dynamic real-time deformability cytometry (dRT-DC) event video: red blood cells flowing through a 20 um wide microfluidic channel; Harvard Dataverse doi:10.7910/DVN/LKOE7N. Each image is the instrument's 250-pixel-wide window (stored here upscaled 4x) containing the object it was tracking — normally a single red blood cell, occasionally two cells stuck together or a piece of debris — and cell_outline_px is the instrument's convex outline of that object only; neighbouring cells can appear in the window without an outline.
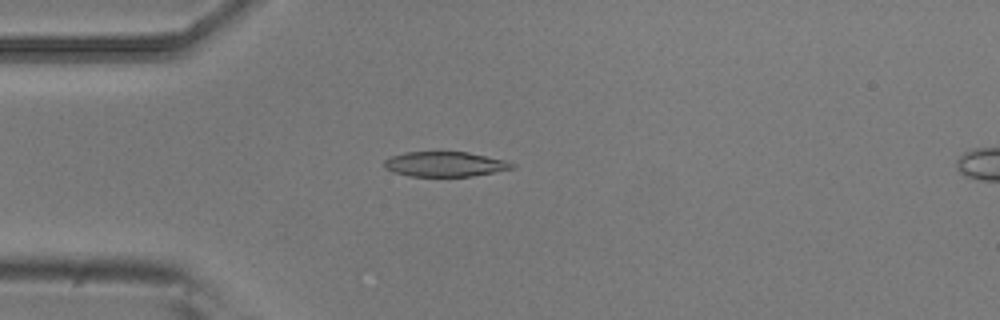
{"species": "common noctule bat (a hibernating species)", "species_latin": "Nyctalus noctula", "temperature_condition": "room temperature", "stored_images_in_passage": 4, "camera_frame_rate_fps": 3000, "um_per_image_px": 0.085, "animal": {"sex": "male", "body_mass_g": 20.5, "forearm_length_mm": 52.5}, "frame": {"image": 1, "passage_image": 3, "time_ms": 0.667, "image_size_px": [1000, 320], "cell_outline_px": [[516, 168], [472, 176], [408, 176], [392, 172], [384, 168], [384, 160], [392, 156], [404, 152], [468, 152], [504, 160], [516, 164]], "centroid_in_image_um": [37.81, 13.95], "position_along_channel_um": 47.2, "area_um2": 18.61}}